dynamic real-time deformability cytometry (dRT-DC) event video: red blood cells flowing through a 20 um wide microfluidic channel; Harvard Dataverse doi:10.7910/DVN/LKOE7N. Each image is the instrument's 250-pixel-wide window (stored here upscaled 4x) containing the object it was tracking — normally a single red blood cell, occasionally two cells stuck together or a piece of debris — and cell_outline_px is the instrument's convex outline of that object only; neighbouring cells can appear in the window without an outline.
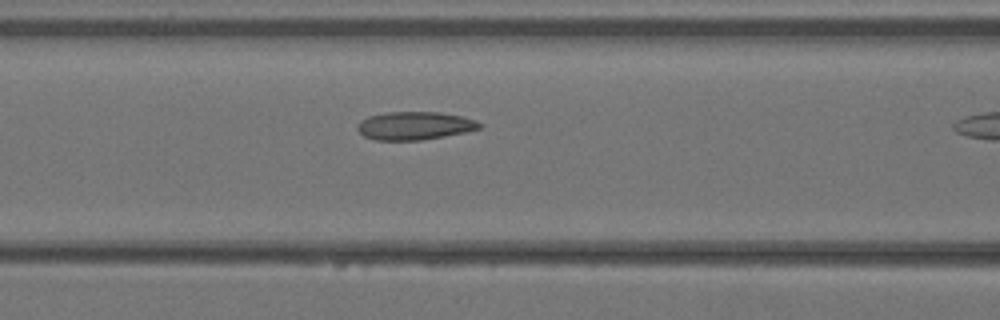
{"species": "Egyptian fruit bat (a non-hibernating species)", "species_latin": "Rousettus aegyptiacus", "temperature_condition": "warm", "stored_images_in_passage": 5, "camera_frame_rate_fps": 3000, "um_per_image_px": 0.085, "animal": {"sex": "female"}, "frame": {"image": 1, "passage_image": 4, "time_ms": 1.0, "image_size_px": [1000, 320], "cell_outline_px": [[484, 124], [480, 128], [464, 132], [444, 136], [420, 140], [376, 140], [364, 136], [356, 128], [356, 124], [360, 120], [368, 116], [388, 112], [440, 112], [460, 116], [476, 120]], "centroid_in_image_um": [35.22, 10.68], "position_along_channel_um": 131.4, "area_um2": 20.0}}